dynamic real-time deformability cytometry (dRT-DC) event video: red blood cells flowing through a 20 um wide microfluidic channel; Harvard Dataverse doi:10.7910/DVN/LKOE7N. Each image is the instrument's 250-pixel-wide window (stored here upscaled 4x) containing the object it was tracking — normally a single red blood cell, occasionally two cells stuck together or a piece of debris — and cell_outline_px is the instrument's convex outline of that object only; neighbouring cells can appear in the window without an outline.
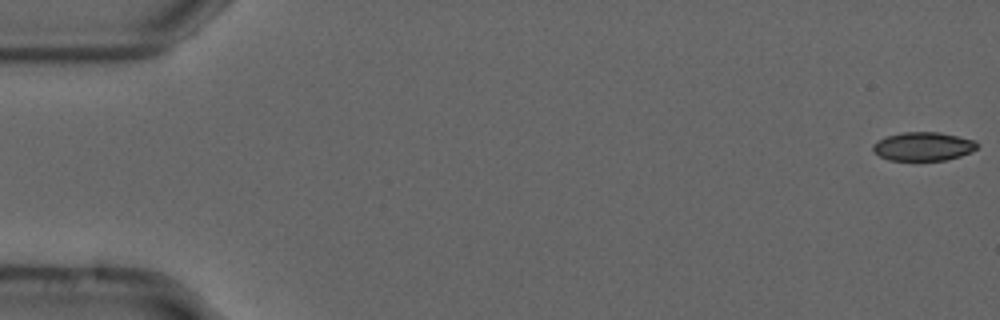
{"species": "common noctule bat (a hibernating species)", "species_latin": "Nyctalus noctula", "temperature_condition": "cold", "stored_images_in_passage": 53, "camera_frame_rate_fps": 3000, "um_per_image_px": 0.085, "animal": {"sex": "male", "forearm_length_mm": 52.5}, "frame": {"image": 1, "passage_image": 1, "time_ms": 0.0, "image_size_px": [1000, 320], "cell_outline_px": [[980, 144], [972, 152], [960, 156], [944, 160], [888, 160], [880, 156], [872, 148], [872, 144], [884, 136], [904, 132], [940, 132], [976, 140]], "centroid_in_image_um": [78.49, 12.43], "position_along_channel_um": 6.5, "area_um2": 17.51}}
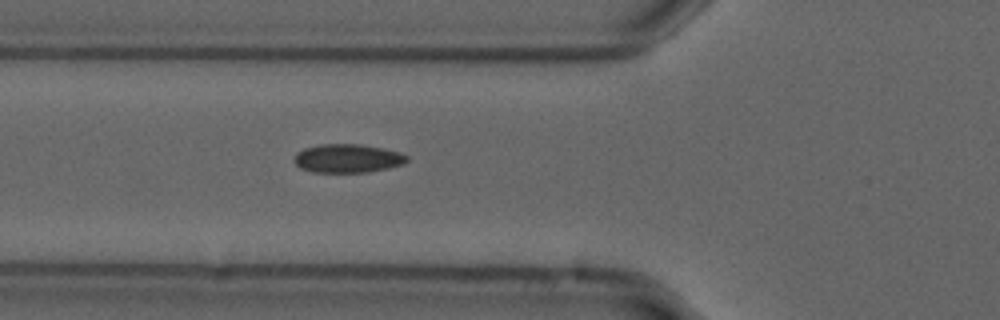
{"frame": {"image": 2, "passage_image": 20, "time_ms": 6.333, "image_size_px": [1000, 320], "cell_outline_px": [[408, 160], [404, 164], [388, 168], [368, 172], [312, 172], [300, 168], [292, 160], [296, 152], [304, 148], [320, 144], [360, 144], [384, 148], [400, 152], [408, 156]], "centroid_in_image_um": [29.53, 13.46], "position_along_channel_um": 96.3, "area_um2": 19.02}}
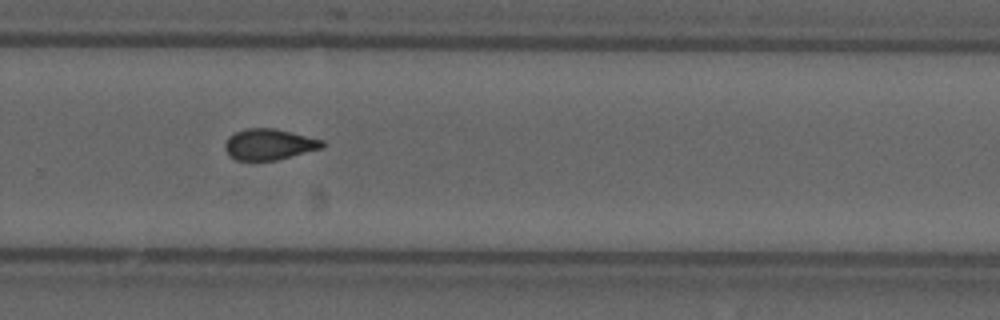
{"frame": {"image": 3, "passage_image": 37, "time_ms": 12.0, "image_size_px": [1000, 320], "cell_outline_px": [[324, 148], [276, 160], [236, 160], [228, 156], [224, 148], [224, 144], [228, 136], [244, 128], [276, 128], [324, 140]], "centroid_in_image_um": [22.86, 12.26], "position_along_channel_um": 306.9, "area_um2": 17.8}}